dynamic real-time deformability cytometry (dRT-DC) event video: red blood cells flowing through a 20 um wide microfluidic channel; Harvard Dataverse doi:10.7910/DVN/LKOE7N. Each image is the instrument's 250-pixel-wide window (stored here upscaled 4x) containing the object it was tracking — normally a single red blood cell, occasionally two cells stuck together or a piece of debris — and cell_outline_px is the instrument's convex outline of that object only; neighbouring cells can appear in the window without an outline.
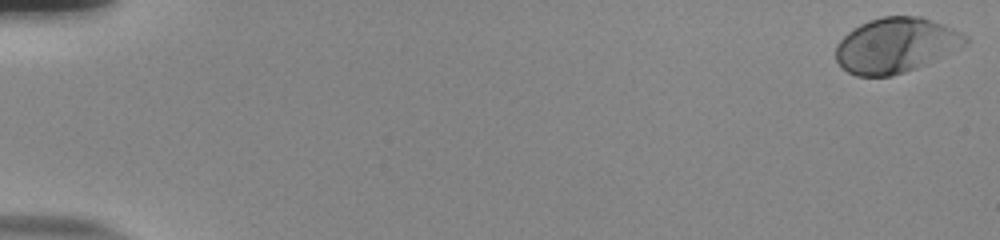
{"species": "human", "species_latin": "Homo sapiens", "temperature_condition": "room temperature", "stored_images_in_passage": 55, "camera_frame_rate_fps": 3000, "um_per_image_px": 0.085, "donor": {"sex": "male"}, "frame": {"image": 1, "passage_image": 1, "time_ms": 0.0, "image_size_px": [1000, 240], "cell_outline_px": [[968, 44], [916, 68], [892, 76], [856, 76], [848, 72], [836, 60], [836, 44], [848, 32], [860, 24], [868, 20], [884, 16], [920, 16], [944, 24], [968, 36]], "centroid_in_image_um": [76.14, 3.84], "position_along_channel_um": 8.9, "area_um2": 41.38}}
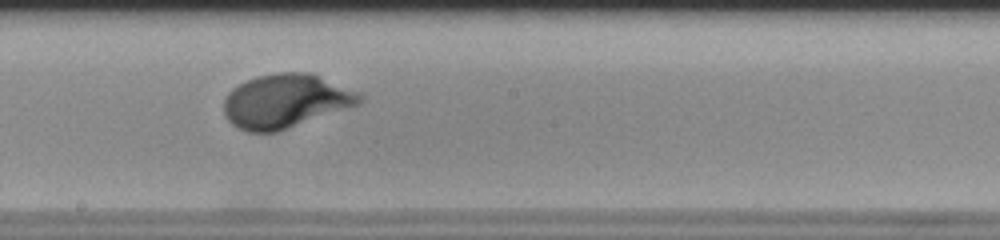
{"frame": {"image": 2, "passage_image": 32, "time_ms": 10.333, "image_size_px": [1000, 240], "cell_outline_px": [[364, 100], [360, 104], [276, 132], [248, 132], [232, 124], [224, 116], [224, 100], [228, 92], [232, 88], [244, 80], [256, 76], [276, 72], [308, 72], [320, 76], [360, 92], [364, 96]], "centroid_in_image_um": [24.28, 8.57], "position_along_channel_um": 223.9, "area_um2": 42.83}}
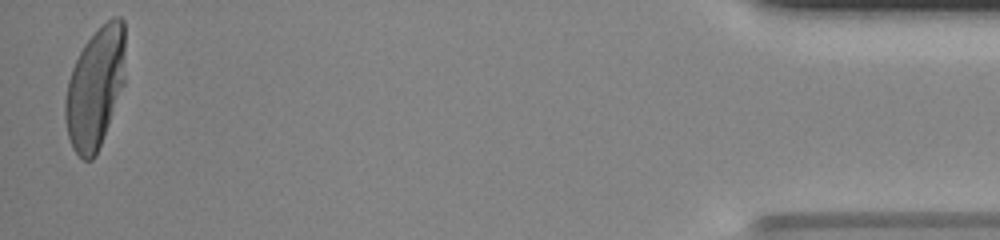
{"frame": {"image": 3, "passage_image": 54, "time_ms": 17.667, "image_size_px": [1000, 240], "cell_outline_px": [[124, 84], [96, 156], [92, 160], [84, 160], [72, 148], [68, 136], [64, 120], [64, 100], [68, 80], [72, 68], [84, 44], [112, 16], [120, 16], [124, 20]], "centroid_in_image_um": [8.08, 7.49], "position_along_channel_um": 427.1, "area_um2": 42.14}, "authors_computed_cell_mechanics": {"area_um2": 41.0958, "velocity_mm_per_s": 3.8225, "shape_relaxation_time_tau1_ms": 3.0943, "shape_relaxation_time_tau2_ms": null, "deformation_change_tau1": 0.1726, "deformation_change_tau2": null}}